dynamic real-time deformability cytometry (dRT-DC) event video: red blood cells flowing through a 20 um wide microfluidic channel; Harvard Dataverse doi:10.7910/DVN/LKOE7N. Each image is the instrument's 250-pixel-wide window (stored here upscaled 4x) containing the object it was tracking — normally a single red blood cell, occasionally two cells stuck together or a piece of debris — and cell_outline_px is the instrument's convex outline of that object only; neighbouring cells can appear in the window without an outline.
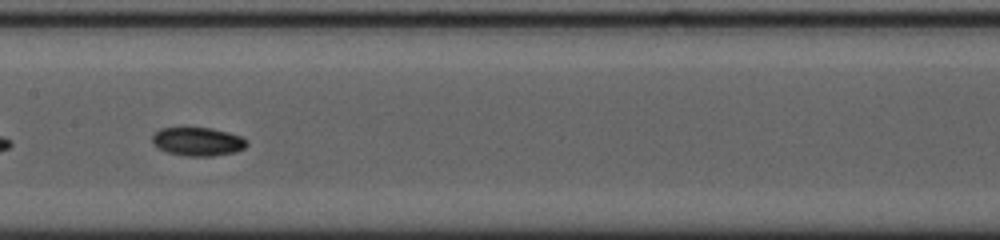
{"species": "common noctule bat (a hibernating species)", "species_latin": "Nyctalus noctula", "temperature_condition": "cold", "stored_images_in_passage": 40, "camera_frame_rate_fps": 3000, "um_per_image_px": 0.085, "animal": {"sex": "female", "body_mass_g": 23.0, "forearm_length_mm": 53.4}, "frame": {"image": 1, "passage_image": 12, "time_ms": 3.667, "image_size_px": [1000, 240], "cell_outline_px": [[248, 144], [244, 148], [236, 152], [212, 156], [188, 156], [168, 152], [152, 144], [152, 136], [160, 128], [212, 128], [228, 132], [240, 136], [248, 140]], "centroid_in_image_um": [16.84, 12.03], "position_along_channel_um": 190.6, "area_um2": 15.66}}
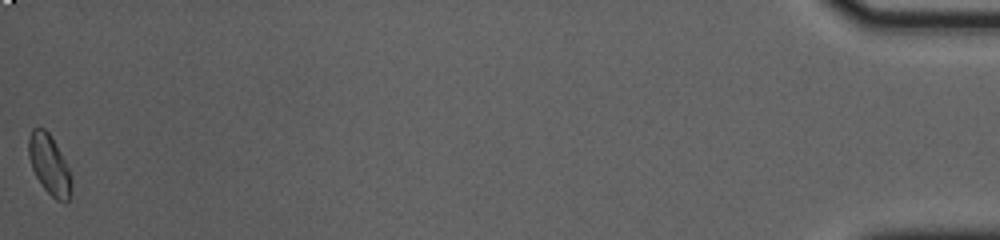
{"frame": {"image": 2, "passage_image": 40, "time_ms": 13.0, "image_size_px": [1000, 240], "cell_outline_px": [[72, 188], [68, 200], [64, 204], [56, 200], [44, 188], [36, 176], [32, 168], [28, 156], [28, 136], [32, 128], [44, 128], [48, 132], [60, 152], [68, 168], [72, 180]], "centroid_in_image_um": [4.18, 14.02], "position_along_channel_um": 431.0, "area_um2": 14.85}, "authors_computed_cell_mechanics": {"area_um2": 15.317, "velocity_mm_per_s": 3.6721, "shape_relaxation_time_tau1_ms": 4.3425, "shape_relaxation_time_tau2_ms": null, "deformation_change_tau1": 0.1173, "deformation_change_tau2": null}}